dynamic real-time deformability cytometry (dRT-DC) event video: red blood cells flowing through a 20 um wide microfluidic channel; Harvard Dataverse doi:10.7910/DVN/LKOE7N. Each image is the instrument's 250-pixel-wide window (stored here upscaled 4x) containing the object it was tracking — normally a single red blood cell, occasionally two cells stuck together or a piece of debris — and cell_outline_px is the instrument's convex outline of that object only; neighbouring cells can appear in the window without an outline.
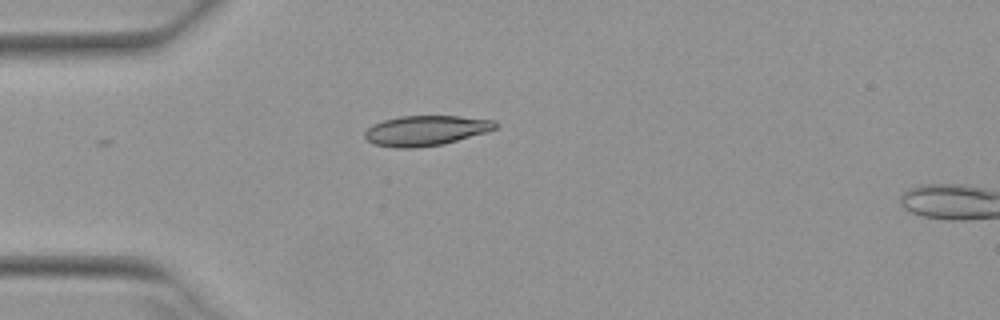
{"species": "Egyptian fruit bat (a non-hibernating species)", "species_latin": "Rousettus aegyptiacus", "temperature_condition": "warm", "stored_images_in_passage": 3, "camera_frame_rate_fps": 3000, "um_per_image_px": 0.085, "animal": {"sex": "female"}, "frame": {"image": 1, "passage_image": 1, "time_ms": 0.0, "image_size_px": [1000, 320], "cell_outline_px": [[496, 128], [488, 132], [444, 144], [416, 148], [392, 148], [372, 144], [364, 136], [364, 132], [372, 124], [384, 120], [400, 116], [460, 116], [496, 120]], "centroid_in_image_um": [36.19, 11.1], "position_along_channel_um": 48.8, "area_um2": 23.18}}